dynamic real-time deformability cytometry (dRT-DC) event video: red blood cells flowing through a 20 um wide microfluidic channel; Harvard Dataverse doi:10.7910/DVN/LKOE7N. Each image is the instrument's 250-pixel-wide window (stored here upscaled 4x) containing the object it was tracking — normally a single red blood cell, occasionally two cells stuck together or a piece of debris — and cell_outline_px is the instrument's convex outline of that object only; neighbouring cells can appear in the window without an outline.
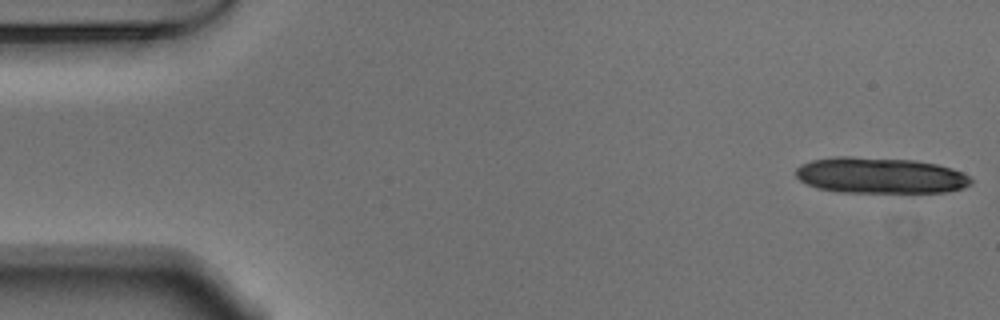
{"species": "Egyptian fruit bat (a non-hibernating species)", "species_latin": "Rousettus aegyptiacus", "temperature_condition": "warm", "stored_images_in_passage": 13, "camera_frame_rate_fps": 3000, "um_per_image_px": 0.085, "animal": {"sex": "male"}, "frame": {"image": 1, "passage_image": 1, "time_ms": 0.0, "image_size_px": [1000, 320], "cell_outline_px": [[972, 184], [964, 188], [948, 192], [840, 192], [816, 188], [800, 180], [796, 176], [796, 168], [800, 164], [812, 160], [836, 156], [852, 156], [916, 160], [936, 164], [952, 168], [968, 176], [972, 180]], "centroid_in_image_um": [74.81, 14.91], "position_along_channel_um": 10.2, "area_um2": 36.93}}